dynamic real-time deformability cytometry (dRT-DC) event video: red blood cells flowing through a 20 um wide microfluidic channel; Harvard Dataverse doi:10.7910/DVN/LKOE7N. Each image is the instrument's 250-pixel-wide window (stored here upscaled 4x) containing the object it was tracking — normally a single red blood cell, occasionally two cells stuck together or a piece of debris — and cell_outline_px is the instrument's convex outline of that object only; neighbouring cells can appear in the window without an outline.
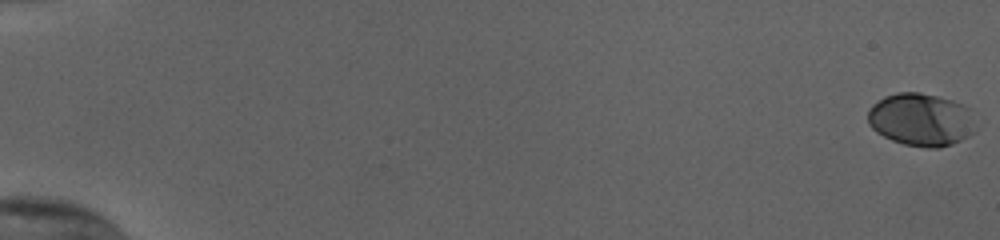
{"species": "human", "species_latin": "Homo sapiens", "temperature_condition": "cold", "stored_images_in_passage": 56, "camera_frame_rate_fps": 3000, "um_per_image_px": 0.085, "donor": {"sex": "female"}, "frame": {"image": 1, "passage_image": 1, "time_ms": 0.0, "image_size_px": [1000, 240], "cell_outline_px": [[976, 132], [952, 144], [940, 148], [928, 148], [904, 144], [892, 140], [876, 132], [868, 124], [868, 112], [872, 104], [884, 96], [896, 92], [920, 92], [952, 100], [964, 104], [968, 108], [976, 128]], "centroid_in_image_um": [78.28, 10.17], "position_along_channel_um": 6.7, "area_um2": 33.35}}
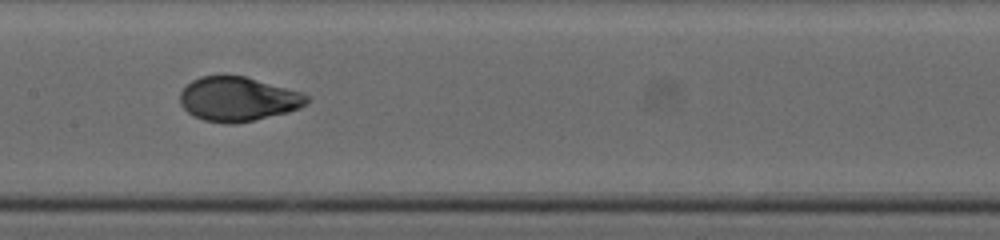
{"frame": {"image": 2, "passage_image": 31, "time_ms": 10.0, "image_size_px": [1000, 240], "cell_outline_px": [[312, 100], [308, 104], [300, 108], [288, 112], [252, 120], [232, 124], [224, 124], [204, 120], [192, 116], [180, 104], [180, 92], [192, 80], [200, 76], [224, 72], [244, 76], [300, 92], [308, 96]], "centroid_in_image_um": [20.2, 8.39], "position_along_channel_um": 187.2, "area_um2": 33.23}}
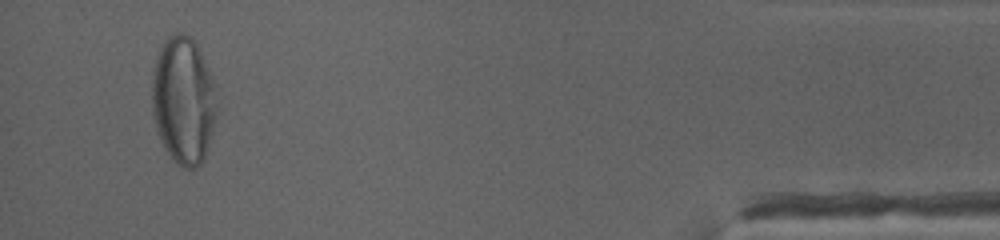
{"frame": {"image": 3, "passage_image": 54, "time_ms": 17.667, "image_size_px": [1000, 240], "cell_outline_px": [[216, 120], [204, 160], [196, 168], [184, 168], [176, 164], [164, 148], [160, 140], [156, 128], [152, 112], [152, 68], [156, 56], [164, 40], [168, 36], [176, 32], [184, 32], [192, 36], [212, 76], [216, 104]], "centroid_in_image_um": [15.57, 8.53], "position_along_channel_um": 419.6, "area_um2": 48.67}, "authors_computed_cell_mechanics": {"area_um2": 33.0616, "velocity_mm_per_s": 3.8091, "shape_relaxation_time_tau1_ms": 4.258, "shape_relaxation_time_tau2_ms": null, "deformation_change_tau1": 0.1915, "deformation_change_tau2": null}}